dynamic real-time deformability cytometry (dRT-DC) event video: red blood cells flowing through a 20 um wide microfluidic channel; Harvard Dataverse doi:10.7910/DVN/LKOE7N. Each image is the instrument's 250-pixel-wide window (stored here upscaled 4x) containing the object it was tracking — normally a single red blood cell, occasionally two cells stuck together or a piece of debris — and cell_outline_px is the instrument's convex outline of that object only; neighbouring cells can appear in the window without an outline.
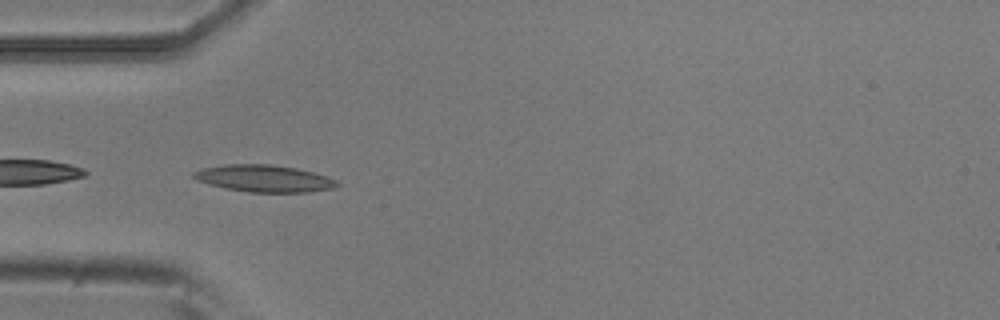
{"species": "common noctule bat (a hibernating species)", "species_latin": "Nyctalus noctula", "temperature_condition": "room temperature", "stored_images_in_passage": 5, "camera_frame_rate_fps": 3000, "um_per_image_px": 0.085, "animal": {"sex": "male", "body_mass_g": 20.5, "forearm_length_mm": 52.5}, "frame": {"image": 1, "passage_image": 4, "time_ms": 1.0, "image_size_px": [1000, 320], "cell_outline_px": [[340, 184], [332, 188], [312, 192], [248, 192], [224, 188], [208, 184], [196, 180], [192, 176], [192, 172], [200, 168], [224, 164], [268, 164], [296, 168], [328, 176], [336, 180]], "centroid_in_image_um": [22.41, 15.17], "position_along_channel_um": 62.6, "area_um2": 22.72}}
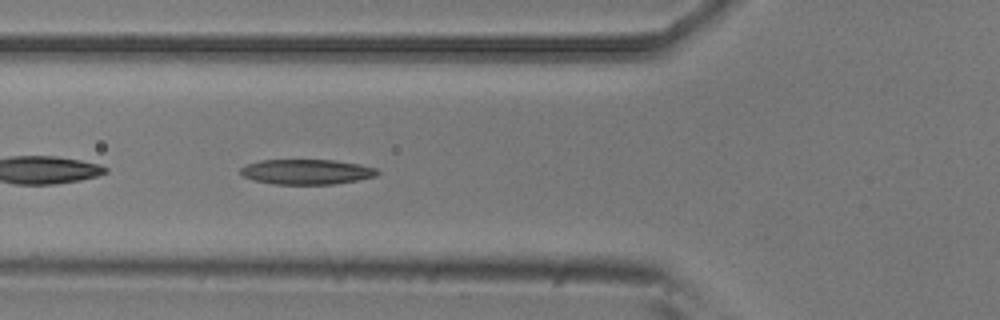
{"frame": {"image": 2, "passage_image": 5, "time_ms": 1.333, "image_size_px": [1000, 320], "cell_outline_px": [[380, 172], [376, 176], [356, 180], [332, 184], [276, 184], [252, 180], [244, 176], [240, 172], [240, 168], [248, 164], [260, 160], [336, 160], [360, 164], [380, 168]], "centroid_in_image_um": [26.1, 14.6], "position_along_channel_um": 99.7, "area_um2": 20.06}}